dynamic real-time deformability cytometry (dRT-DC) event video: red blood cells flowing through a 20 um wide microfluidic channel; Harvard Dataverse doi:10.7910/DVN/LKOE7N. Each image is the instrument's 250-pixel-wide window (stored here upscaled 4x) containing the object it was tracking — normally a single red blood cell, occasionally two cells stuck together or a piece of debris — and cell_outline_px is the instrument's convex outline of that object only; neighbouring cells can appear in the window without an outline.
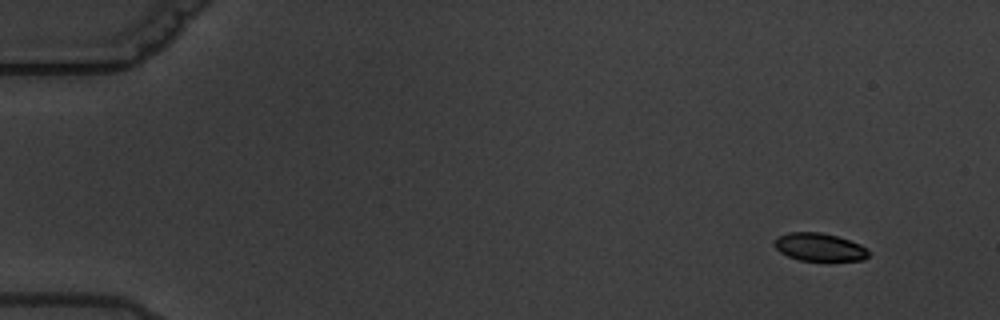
{"species": "common noctule bat (a hibernating species)", "species_latin": "Nyctalus noctula", "temperature_condition": "warm", "stored_images_in_passage": 7, "camera_frame_rate_fps": 3000, "um_per_image_px": 0.085, "animal": {"sex": "male", "body_mass_g": 19.5, "forearm_length_mm": 54.6}, "frame": {"image": 1, "passage_image": 1, "time_ms": 0.0, "image_size_px": [1000, 320], "cell_outline_px": [[872, 252], [864, 260], [828, 264], [800, 260], [788, 256], [780, 252], [772, 244], [780, 236], [788, 232], [820, 232], [836, 236], [860, 244]], "centroid_in_image_um": [69.72, 21.07], "position_along_channel_um": 15.3, "area_um2": 16.13}}
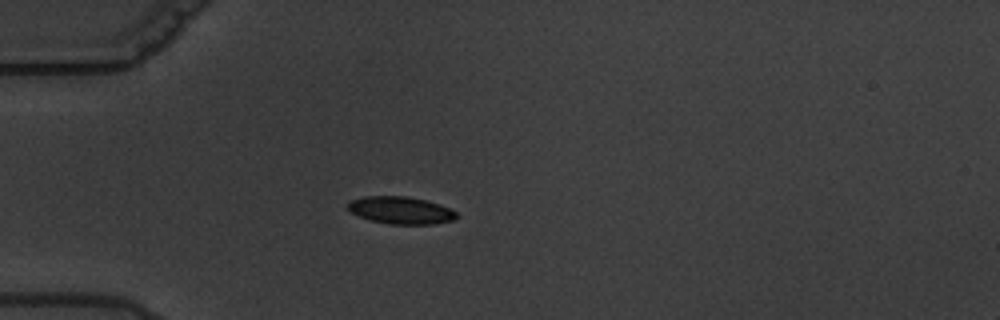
{"frame": {"image": 2, "passage_image": 4, "time_ms": 4.333, "image_size_px": [1000, 320], "cell_outline_px": [[460, 216], [452, 220], [432, 224], [388, 224], [368, 220], [348, 212], [344, 204], [352, 200], [364, 196], [408, 196], [440, 204], [456, 212]], "centroid_in_image_um": [33.99, 17.87], "position_along_channel_um": 51.0, "area_um2": 17.57}}